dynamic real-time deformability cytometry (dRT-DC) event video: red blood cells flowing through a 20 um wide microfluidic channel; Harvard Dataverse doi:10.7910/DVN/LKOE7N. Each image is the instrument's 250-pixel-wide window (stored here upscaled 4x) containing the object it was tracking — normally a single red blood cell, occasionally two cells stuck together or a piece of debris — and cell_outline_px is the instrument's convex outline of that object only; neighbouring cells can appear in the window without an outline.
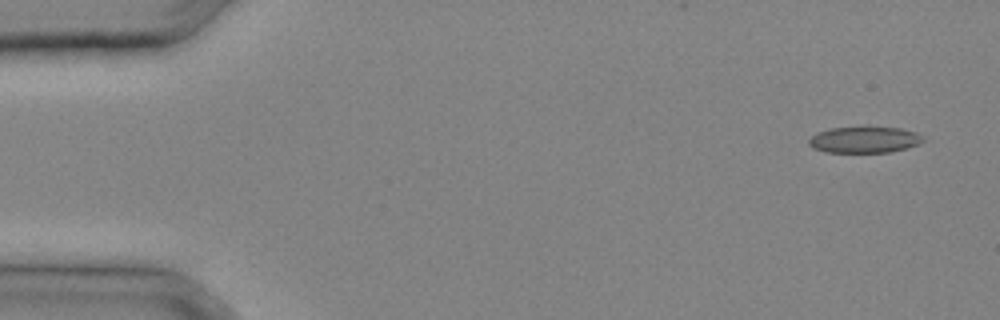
{"species": "common noctule bat (a hibernating species)", "species_latin": "Nyctalus noctula", "temperature_condition": "cold", "stored_images_in_passage": 31, "camera_frame_rate_fps": 3000, "um_per_image_px": 0.085, "animal": {"sex": "male", "body_mass_g": 20.4}, "frame": {"image": 1, "passage_image": 2, "time_ms": 0.333, "image_size_px": [1000, 320], "cell_outline_px": [[924, 140], [920, 144], [908, 148], [888, 152], [824, 152], [812, 148], [808, 144], [808, 140], [816, 132], [832, 128], [864, 124], [900, 128], [916, 132]], "centroid_in_image_um": [73.45, 11.83], "position_along_channel_um": 11.5, "area_um2": 18.26}}
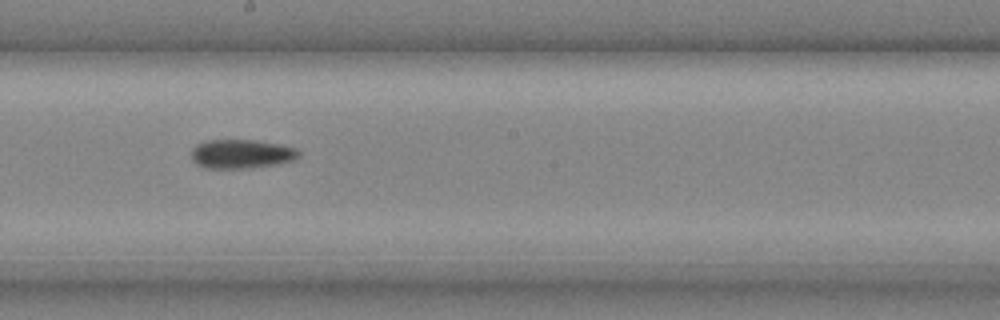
{"frame": {"image": 2, "passage_image": 18, "time_ms": 5.667, "image_size_px": [1000, 320], "cell_outline_px": [[300, 156], [292, 160], [276, 164], [252, 168], [204, 168], [196, 164], [192, 160], [192, 148], [196, 144], [208, 140], [256, 140], [280, 144], [296, 148], [300, 152]], "centroid_in_image_um": [20.51, 13.08], "position_along_channel_um": 227.7, "area_um2": 18.26}}
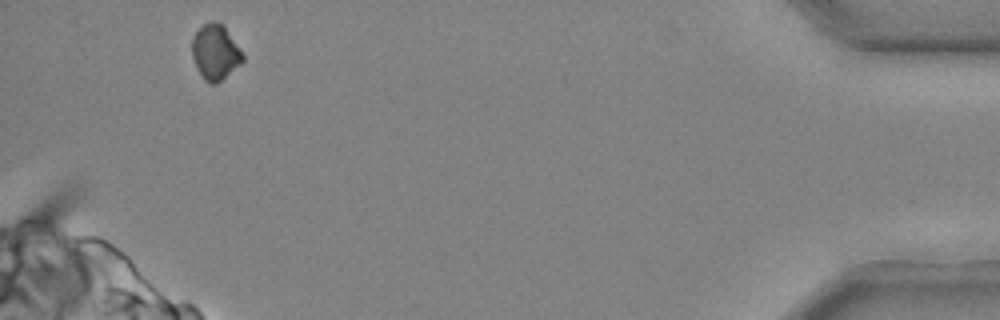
{"frame": {"image": 3, "passage_image": 30, "time_ms": 9.667, "image_size_px": [1000, 320], "cell_outline_px": [[244, 60], [240, 64], [216, 84], [208, 84], [204, 80], [196, 68], [192, 56], [192, 40], [196, 32], [208, 20], [212, 20], [224, 24], [240, 48], [244, 56]], "centroid_in_image_um": [18.3, 4.42], "position_along_channel_um": 416.9, "area_um2": 16.47}}